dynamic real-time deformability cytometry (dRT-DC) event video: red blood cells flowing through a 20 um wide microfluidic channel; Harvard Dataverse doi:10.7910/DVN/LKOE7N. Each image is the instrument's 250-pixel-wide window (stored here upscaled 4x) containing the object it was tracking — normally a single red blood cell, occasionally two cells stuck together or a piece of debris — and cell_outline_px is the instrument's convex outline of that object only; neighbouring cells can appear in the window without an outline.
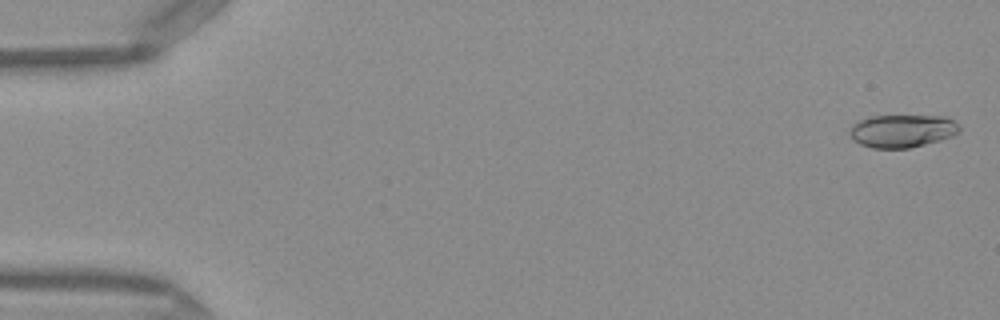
{"species": "Egyptian fruit bat (a non-hibernating species)", "species_latin": "Rousettus aegyptiacus", "temperature_condition": "warm", "stored_images_in_passage": 10, "camera_frame_rate_fps": 3000, "um_per_image_px": 0.085, "frame": {"image": 1, "passage_image": 2, "time_ms": 0.333, "image_size_px": [1000, 320], "cell_outline_px": [[960, 132], [952, 136], [924, 144], [908, 148], [872, 148], [860, 144], [852, 140], [848, 132], [852, 124], [856, 120], [868, 116], [944, 116], [960, 124]], "centroid_in_image_um": [76.64, 11.12], "position_along_channel_um": 8.4, "area_um2": 21.21}}